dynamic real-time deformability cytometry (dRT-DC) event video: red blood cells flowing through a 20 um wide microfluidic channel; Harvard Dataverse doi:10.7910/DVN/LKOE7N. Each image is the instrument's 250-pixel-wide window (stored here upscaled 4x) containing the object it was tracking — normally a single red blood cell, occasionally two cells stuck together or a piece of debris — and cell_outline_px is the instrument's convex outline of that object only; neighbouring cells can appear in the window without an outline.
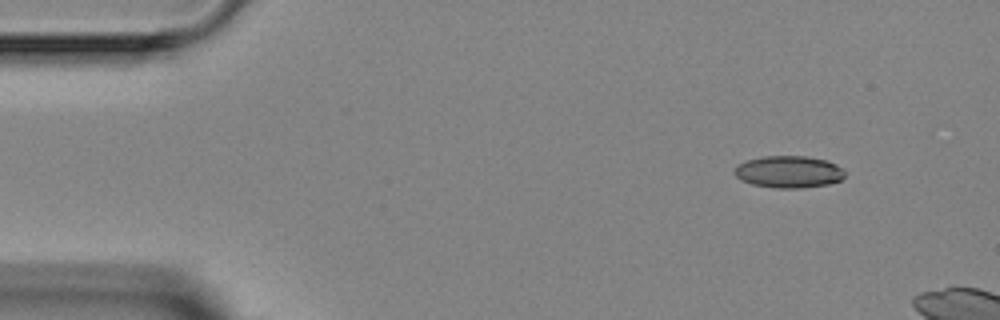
{"species": "Egyptian fruit bat (a non-hibernating species)", "species_latin": "Rousettus aegyptiacus", "temperature_condition": "room temperature", "stored_images_in_passage": 3, "camera_frame_rate_fps": 3000, "um_per_image_px": 0.085, "animal": {"sex": "female"}, "frame": {"image": 1, "passage_image": 1, "time_ms": 0.0, "image_size_px": [1000, 320], "cell_outline_px": [[844, 176], [840, 180], [828, 184], [800, 188], [776, 188], [752, 184], [740, 180], [732, 172], [736, 164], [748, 160], [764, 156], [808, 156], [828, 160], [836, 164], [844, 172]], "centroid_in_image_um": [67.0, 14.6], "position_along_channel_um": 18.0, "area_um2": 20.69}}